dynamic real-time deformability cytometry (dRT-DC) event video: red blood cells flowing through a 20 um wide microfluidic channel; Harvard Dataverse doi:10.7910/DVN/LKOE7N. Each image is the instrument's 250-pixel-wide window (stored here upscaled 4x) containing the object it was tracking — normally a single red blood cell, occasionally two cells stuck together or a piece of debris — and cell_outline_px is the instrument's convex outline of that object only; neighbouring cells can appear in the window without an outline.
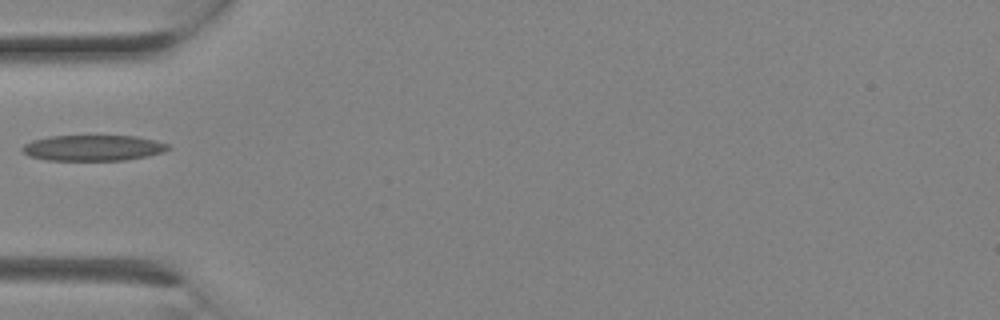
{"species": "Egyptian fruit bat (a non-hibernating species)", "species_latin": "Rousettus aegyptiacus", "temperature_condition": "room temperature", "stored_images_in_passage": 3, "camera_frame_rate_fps": 3000, "um_per_image_px": 0.085, "animal": {"sex": "female"}, "frame": {"image": 1, "passage_image": 3, "time_ms": 0.667, "image_size_px": [1000, 320], "cell_outline_px": [[172, 148], [164, 152], [148, 156], [124, 160], [44, 160], [28, 156], [20, 148], [24, 144], [32, 140], [48, 136], [136, 136], [156, 140], [168, 144]], "centroid_in_image_um": [7.91, 12.57], "position_along_channel_um": 77.1, "area_um2": 22.08}}